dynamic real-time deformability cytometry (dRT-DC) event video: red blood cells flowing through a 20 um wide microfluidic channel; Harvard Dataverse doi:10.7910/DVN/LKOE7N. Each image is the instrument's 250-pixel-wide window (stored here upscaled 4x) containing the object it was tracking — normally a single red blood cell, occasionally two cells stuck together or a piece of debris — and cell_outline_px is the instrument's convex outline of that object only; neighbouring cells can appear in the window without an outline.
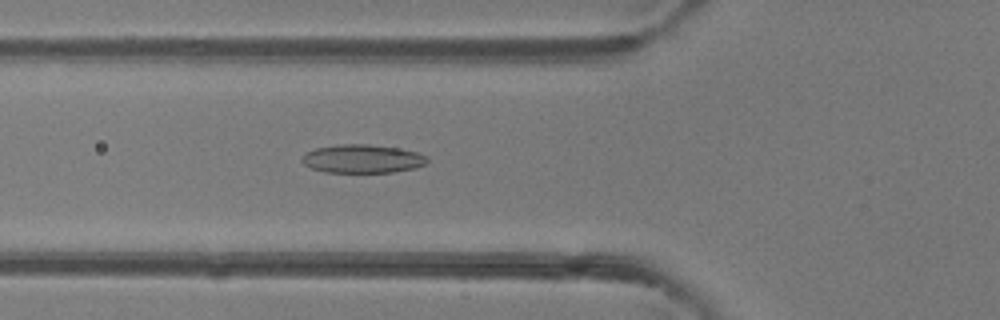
{"species": "common noctule bat (a hibernating species)", "species_latin": "Nyctalus noctula", "temperature_condition": "room temperature", "stored_images_in_passage": 40, "camera_frame_rate_fps": 3000, "um_per_image_px": 0.085, "animal": {"sex": "female"}, "frame": {"image": 1, "passage_image": 10, "time_ms": 3.0, "image_size_px": [1000, 320], "cell_outline_px": [[428, 160], [424, 164], [416, 168], [392, 172], [324, 172], [312, 168], [304, 164], [300, 160], [308, 152], [316, 148], [336, 144], [368, 144], [396, 148], [416, 152], [428, 156]], "centroid_in_image_um": [30.81, 13.5], "position_along_channel_um": 95.0, "area_um2": 20.63}}
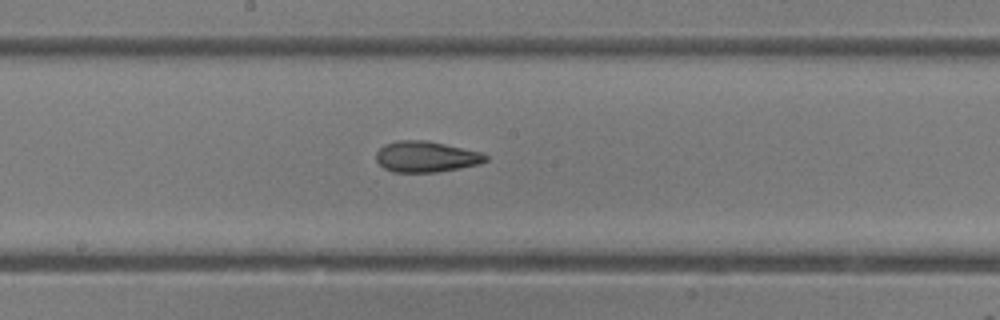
{"frame": {"image": 2, "passage_image": 18, "time_ms": 5.667, "image_size_px": [1000, 320], "cell_outline_px": [[488, 160], [480, 164], [460, 168], [436, 172], [392, 172], [384, 168], [376, 160], [376, 152], [384, 144], [396, 140], [428, 140], [484, 152], [488, 156]], "centroid_in_image_um": [36.24, 13.31], "position_along_channel_um": 212.0, "area_um2": 20.06}}
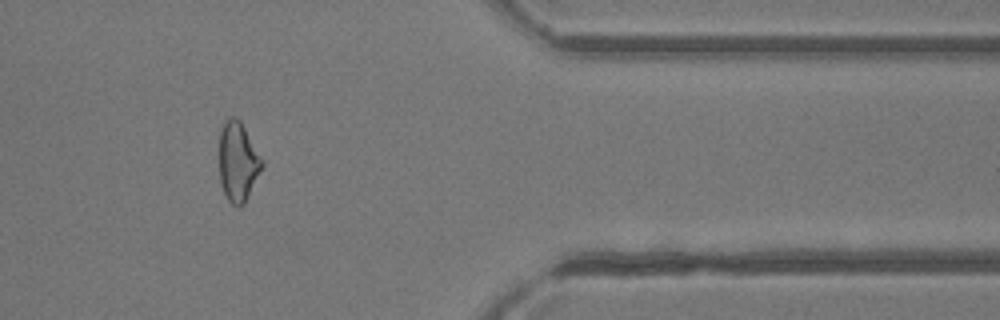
{"frame": {"image": 3, "passage_image": 32, "time_ms": 10.333, "image_size_px": [1000, 320], "cell_outline_px": [[264, 164], [244, 204], [240, 208], [232, 204], [228, 200], [220, 184], [220, 128], [224, 120], [228, 116], [236, 116], [240, 120], [264, 160]], "centroid_in_image_um": [20.23, 13.71], "position_along_channel_um": 391.2, "area_um2": 20.0}, "authors_computed_cell_mechanics": {"area_um2": 20.0566, "velocity_mm_per_s": 4.3582, "shape_relaxation_time_tau1_ms": 10.0784, "shape_relaxation_time_tau2_ms": 1.9443, "deformation_change_tau1": 0.1958, "deformation_change_tau2": 0.0968}}